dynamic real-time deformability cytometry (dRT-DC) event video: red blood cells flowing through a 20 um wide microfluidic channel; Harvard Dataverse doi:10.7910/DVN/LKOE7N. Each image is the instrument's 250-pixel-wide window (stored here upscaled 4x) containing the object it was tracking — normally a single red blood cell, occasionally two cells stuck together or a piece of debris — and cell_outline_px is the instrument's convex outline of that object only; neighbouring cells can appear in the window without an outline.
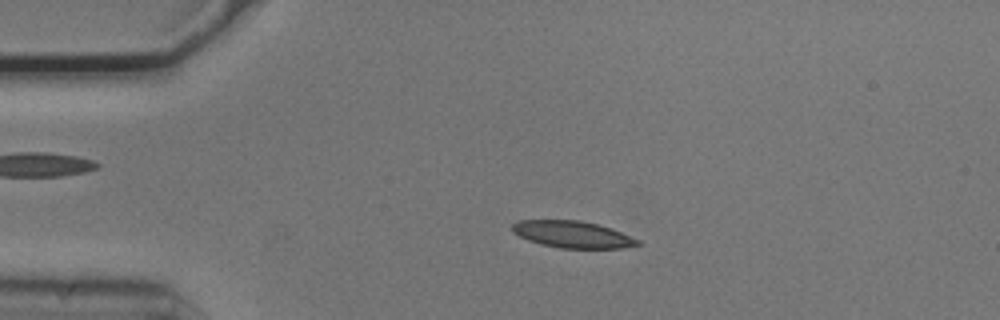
{"species": "common noctule bat (a hibernating species)", "species_latin": "Nyctalus noctula", "temperature_condition": "cold", "stored_images_in_passage": 53, "camera_frame_rate_fps": 3000, "um_per_image_px": 0.085, "animal": {"sex": "male", "body_mass_g": 20.5, "forearm_length_mm": 52.5}, "frame": {"image": 1, "passage_image": 11, "time_ms": 3.333, "image_size_px": [1000, 320], "cell_outline_px": [[640, 244], [624, 248], [560, 248], [540, 244], [528, 240], [512, 232], [512, 224], [520, 220], [580, 220], [612, 228], [640, 240]], "centroid_in_image_um": [48.67, 19.92], "position_along_channel_um": 36.3, "area_um2": 19.59}}
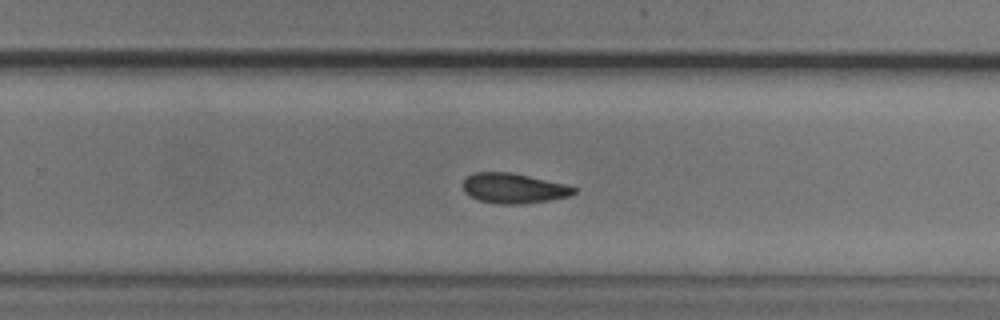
{"frame": {"image": 2, "passage_image": 34, "time_ms": 11.0, "image_size_px": [1000, 320], "cell_outline_px": [[576, 192], [572, 196], [548, 200], [520, 204], [496, 204], [480, 200], [464, 192], [464, 180], [468, 176], [476, 172], [512, 172], [564, 184], [576, 188]], "centroid_in_image_um": [43.68, 16.0], "position_along_channel_um": 286.1, "area_um2": 19.25}}
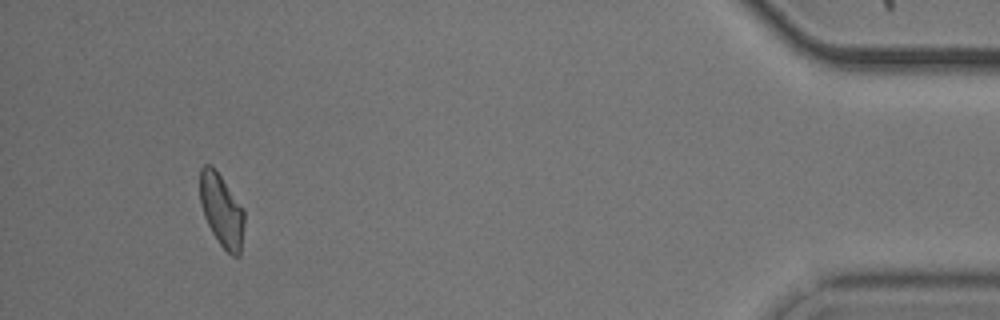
{"frame": {"image": 3, "passage_image": 50, "time_ms": 16.333, "image_size_px": [1000, 320], "cell_outline_px": [[244, 220], [240, 256], [232, 256], [220, 244], [212, 232], [204, 216], [200, 204], [200, 168], [204, 164], [212, 164], [216, 168], [244, 212]], "centroid_in_image_um": [18.81, 17.85], "position_along_channel_um": 416.4, "area_um2": 18.61}, "authors_computed_cell_mechanics": {"area_um2": 19.5942, "velocity_mm_per_s": 3.7212, "shape_relaxation_time_tau1_ms": null, "shape_relaxation_time_tau2_ms": 7.4724, "deformation_change_tau1": null, "deformation_change_tau2": 0.1458}}